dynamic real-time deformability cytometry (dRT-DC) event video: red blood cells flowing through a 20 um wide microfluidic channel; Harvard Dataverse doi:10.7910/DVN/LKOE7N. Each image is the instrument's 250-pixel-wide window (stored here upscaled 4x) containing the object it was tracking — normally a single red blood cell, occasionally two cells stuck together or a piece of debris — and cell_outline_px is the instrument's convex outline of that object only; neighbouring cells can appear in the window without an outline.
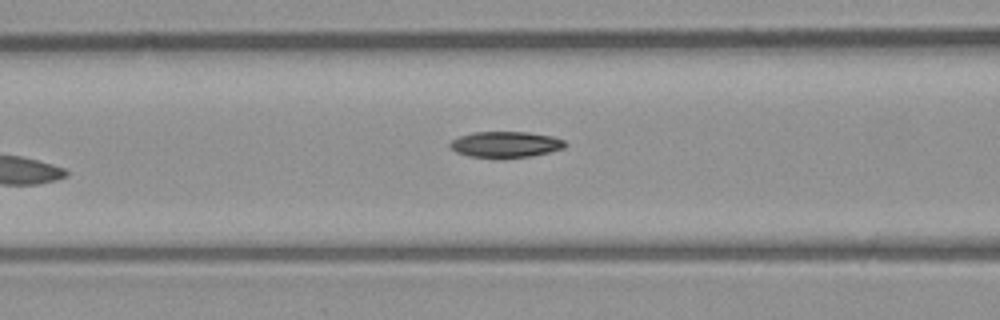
{"species": "common noctule bat (a hibernating species)", "species_latin": "Nyctalus noctula", "temperature_condition": "room temperature", "stored_images_in_passage": 9, "camera_frame_rate_fps": 3000, "um_per_image_px": 0.085, "animal": {"sex": "male", "body_mass_g": 23.1, "forearm_length_mm": 52.7}, "frame": {"image": 1, "passage_image": 9, "time_ms": 9.333, "image_size_px": [1000, 320], "cell_outline_px": [[568, 144], [564, 148], [532, 156], [468, 156], [456, 152], [448, 148], [448, 144], [452, 140], [460, 136], [472, 132], [528, 132], [552, 136], [564, 140]], "centroid_in_image_um": [42.96, 12.25], "position_along_channel_um": 123.6, "area_um2": 17.11}}